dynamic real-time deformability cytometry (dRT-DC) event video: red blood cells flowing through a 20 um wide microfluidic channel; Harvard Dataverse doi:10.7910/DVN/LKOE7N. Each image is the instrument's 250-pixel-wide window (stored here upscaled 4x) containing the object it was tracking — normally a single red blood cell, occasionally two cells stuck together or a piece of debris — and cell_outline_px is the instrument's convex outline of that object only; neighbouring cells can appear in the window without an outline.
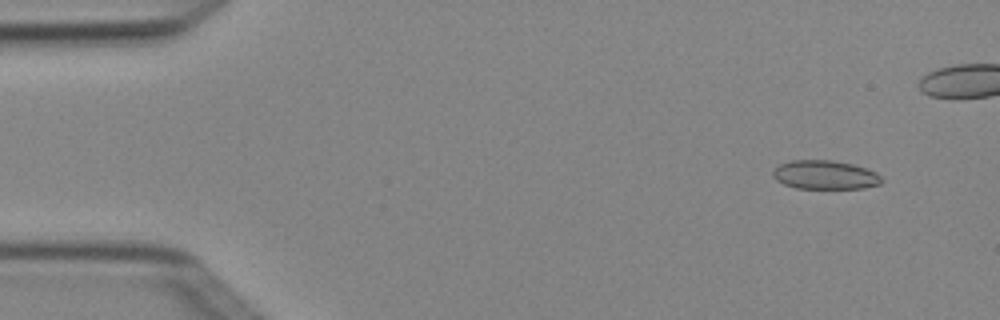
{"species": "Egyptian fruit bat (a non-hibernating species)", "species_latin": "Rousettus aegyptiacus", "temperature_condition": "cold", "stored_images_in_passage": 8, "camera_frame_rate_fps": 3000, "um_per_image_px": 0.085, "animal": {"sex": "female"}, "frame": {"image": 1, "passage_image": 1, "time_ms": 0.0, "image_size_px": [1000, 320], "cell_outline_px": [[884, 180], [880, 184], [864, 188], [796, 188], [784, 184], [776, 180], [772, 176], [772, 172], [780, 164], [792, 160], [832, 160], [852, 164], [876, 172]], "centroid_in_image_um": [70.12, 14.86], "position_along_channel_um": 14.9, "area_um2": 18.21}}
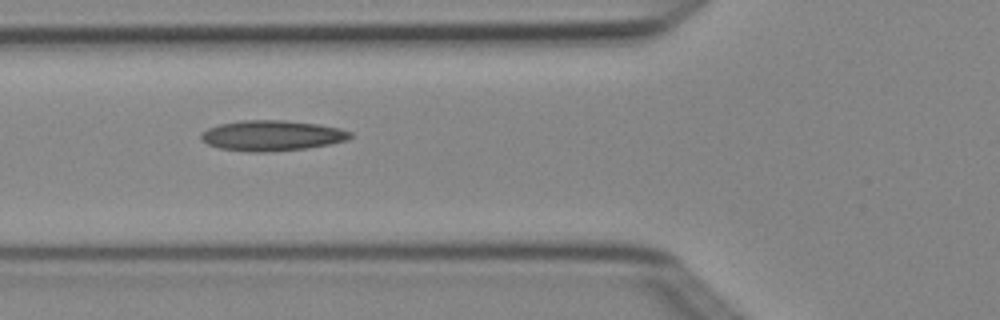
{"frame": {"image": 2, "passage_image": 6, "time_ms": 1.667, "image_size_px": [1000, 320], "cell_outline_px": [[352, 136], [348, 140], [328, 144], [304, 148], [264, 152], [248, 152], [220, 148], [208, 144], [200, 140], [200, 132], [208, 128], [220, 124], [240, 120], [284, 120], [320, 124], [340, 128], [352, 132]], "centroid_in_image_um": [23.09, 11.51], "position_along_channel_um": 102.7, "area_um2": 26.53}}
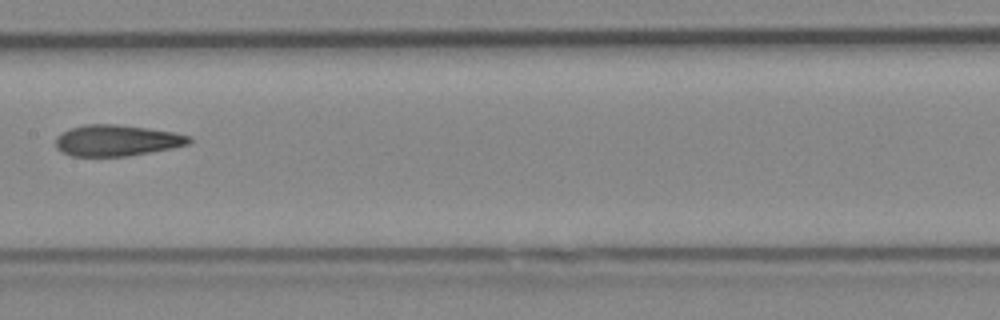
{"frame": {"image": 3, "passage_image": 8, "time_ms": 2.333, "image_size_px": [1000, 320], "cell_outline_px": [[192, 140], [188, 144], [172, 148], [128, 156], [72, 156], [60, 152], [56, 148], [56, 136], [72, 128], [84, 124], [120, 124], [176, 132], [192, 136]], "centroid_in_image_um": [9.94, 11.93], "position_along_channel_um": 197.5, "area_um2": 24.39}}